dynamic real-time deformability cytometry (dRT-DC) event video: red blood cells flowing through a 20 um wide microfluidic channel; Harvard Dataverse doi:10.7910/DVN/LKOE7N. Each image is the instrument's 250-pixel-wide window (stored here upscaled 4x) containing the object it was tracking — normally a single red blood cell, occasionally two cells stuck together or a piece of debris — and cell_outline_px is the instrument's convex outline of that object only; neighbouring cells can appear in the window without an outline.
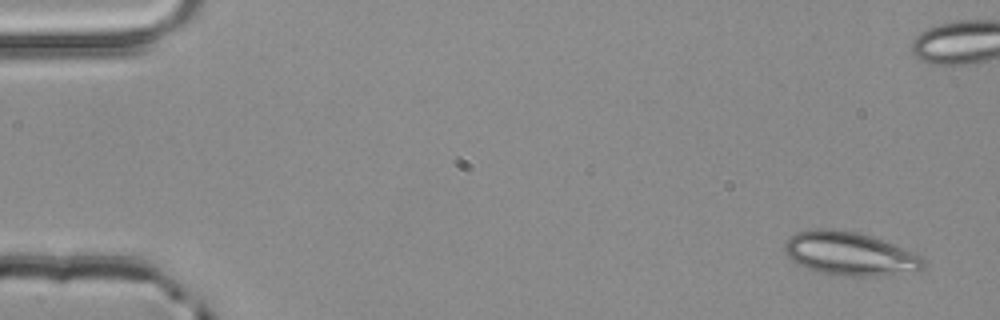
{"species": "common noctule bat (a hibernating species)", "species_latin": "Nyctalus noctula", "temperature_condition": "room temperature", "stored_images_in_passage": 5, "camera_frame_rate_fps": 3000, "um_per_image_px": 0.085, "animal": {"sex": "male", "body_mass_g": 20.4}, "frame": {"image": 1, "passage_image": 1, "time_ms": 0.0, "image_size_px": [1000, 320], "cell_outline_px": [[924, 268], [876, 276], [840, 276], [820, 272], [808, 268], [792, 260], [784, 252], [784, 244], [796, 232], [812, 228], [828, 228], [856, 232], [872, 236], [924, 256]], "centroid_in_image_um": [72.2, 21.55], "position_along_channel_um": 12.8, "area_um2": 34.85}}
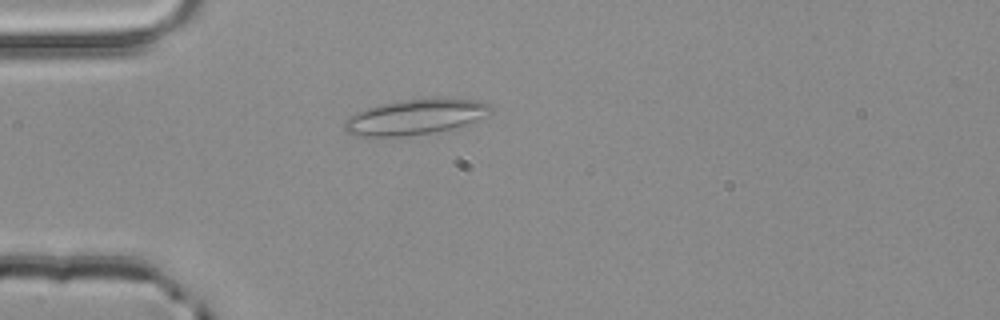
{"frame": {"image": 2, "passage_image": 5, "time_ms": 1.333, "image_size_px": [1000, 320], "cell_outline_px": [[492, 112], [484, 116], [464, 124], [432, 132], [400, 136], [356, 136], [348, 132], [344, 128], [344, 120], [348, 116], [356, 112], [380, 104], [408, 100], [440, 96], [480, 100], [492, 104]], "centroid_in_image_um": [35.32, 9.9], "position_along_channel_um": 49.7, "area_um2": 30.06}}